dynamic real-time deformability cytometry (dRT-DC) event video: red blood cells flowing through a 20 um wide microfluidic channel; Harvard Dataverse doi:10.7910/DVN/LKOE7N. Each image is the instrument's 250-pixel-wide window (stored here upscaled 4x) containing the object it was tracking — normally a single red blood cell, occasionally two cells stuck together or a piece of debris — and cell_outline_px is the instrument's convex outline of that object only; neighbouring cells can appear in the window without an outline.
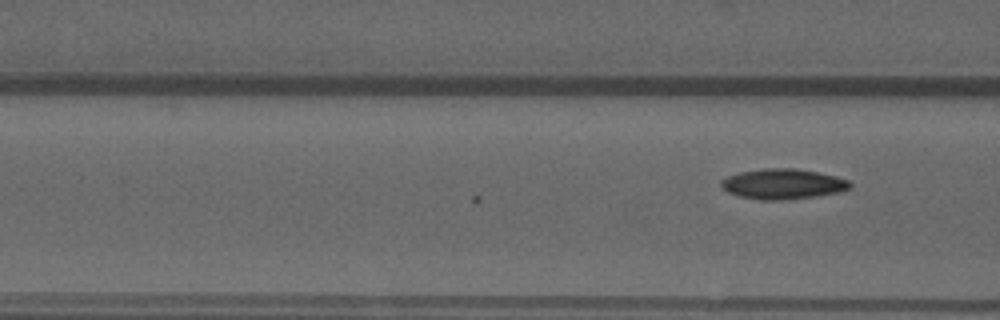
{"species": "common noctule bat (a hibernating species)", "species_latin": "Nyctalus noctula", "temperature_condition": "warm", "stored_images_in_passage": 10, "camera_frame_rate_fps": 3000, "um_per_image_px": 0.085, "animal": {"sex": "male", "forearm_length_mm": 52.5}, "frame": {"image": 1, "passage_image": 10, "time_ms": 3.0, "image_size_px": [1000, 320], "cell_outline_px": [[852, 188], [840, 192], [816, 196], [784, 200], [760, 200], [740, 196], [728, 192], [720, 184], [720, 180], [728, 176], [740, 172], [764, 168], [796, 168], [836, 176], [848, 180], [852, 184]], "centroid_in_image_um": [66.57, 15.64], "position_along_channel_um": 100.0, "area_um2": 22.77}}